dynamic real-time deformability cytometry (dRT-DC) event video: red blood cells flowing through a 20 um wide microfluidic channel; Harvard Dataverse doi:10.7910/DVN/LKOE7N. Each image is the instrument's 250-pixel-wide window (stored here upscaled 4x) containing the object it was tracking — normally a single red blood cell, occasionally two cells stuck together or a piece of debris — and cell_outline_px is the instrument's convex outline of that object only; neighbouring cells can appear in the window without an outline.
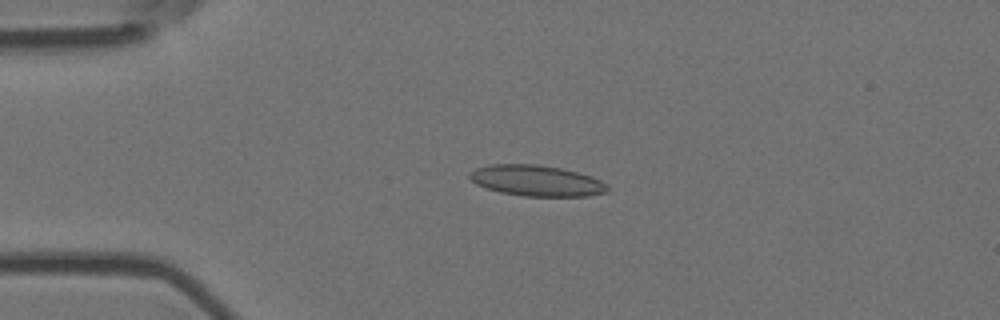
{"species": "Egyptian fruit bat (a non-hibernating species)", "species_latin": "Rousettus aegyptiacus", "temperature_condition": "room temperature", "stored_images_in_passage": 4, "camera_frame_rate_fps": 3000, "um_per_image_px": 0.085, "animal": {"sex": "female"}, "frame": {"image": 1, "passage_image": 2, "time_ms": 0.333, "image_size_px": [1000, 320], "cell_outline_px": [[608, 192], [588, 196], [524, 196], [500, 192], [484, 188], [476, 184], [468, 176], [468, 172], [476, 168], [492, 164], [536, 164], [560, 168], [592, 176], [608, 184]], "centroid_in_image_um": [45.59, 15.36], "position_along_channel_um": 39.4, "area_um2": 24.91}}
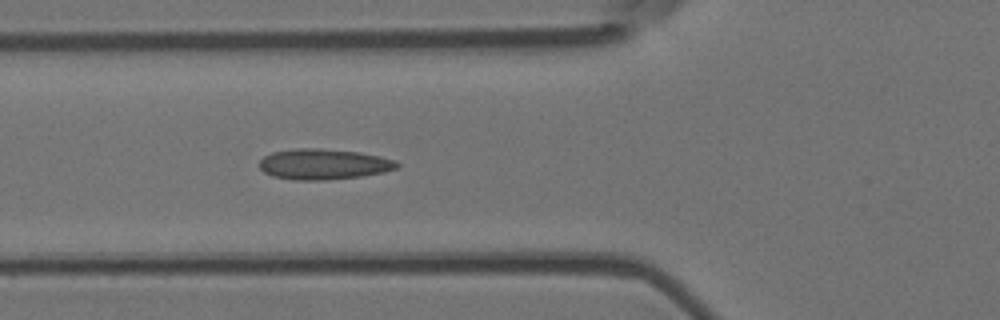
{"frame": {"image": 2, "passage_image": 4, "time_ms": 1.0, "image_size_px": [1000, 320], "cell_outline_px": [[400, 164], [396, 168], [384, 172], [360, 176], [324, 180], [292, 180], [272, 176], [264, 172], [260, 168], [260, 160], [264, 156], [272, 152], [296, 148], [320, 148], [360, 152], [380, 156], [396, 160]], "centroid_in_image_um": [27.5, 13.95], "position_along_channel_um": 98.3, "area_um2": 24.62}}